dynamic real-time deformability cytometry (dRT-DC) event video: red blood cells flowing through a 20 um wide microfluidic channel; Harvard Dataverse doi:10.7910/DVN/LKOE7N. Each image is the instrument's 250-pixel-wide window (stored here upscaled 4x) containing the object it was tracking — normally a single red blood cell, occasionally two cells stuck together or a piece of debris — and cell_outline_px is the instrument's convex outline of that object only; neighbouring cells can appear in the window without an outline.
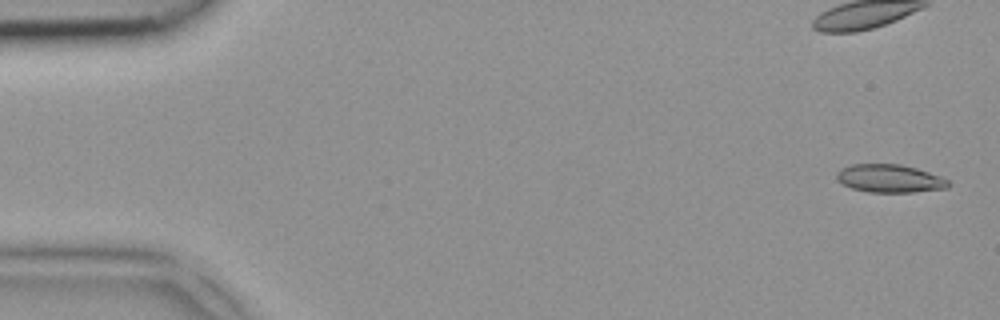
{"species": "common noctule bat (a hibernating species)", "species_latin": "Nyctalus noctula", "temperature_condition": "room temperature", "stored_images_in_passage": 5, "camera_frame_rate_fps": 3000, "um_per_image_px": 0.085, "animal": {"sex": "female", "body_mass_g": 18.4}, "frame": {"image": 1, "passage_image": 1, "time_ms": 0.0, "image_size_px": [1000, 320], "cell_outline_px": [[948, 188], [912, 192], [868, 192], [852, 188], [836, 180], [836, 176], [840, 168], [852, 164], [900, 164], [916, 168], [940, 176], [948, 180]], "centroid_in_image_um": [75.6, 15.17], "position_along_channel_um": 9.4, "area_um2": 18.15}}